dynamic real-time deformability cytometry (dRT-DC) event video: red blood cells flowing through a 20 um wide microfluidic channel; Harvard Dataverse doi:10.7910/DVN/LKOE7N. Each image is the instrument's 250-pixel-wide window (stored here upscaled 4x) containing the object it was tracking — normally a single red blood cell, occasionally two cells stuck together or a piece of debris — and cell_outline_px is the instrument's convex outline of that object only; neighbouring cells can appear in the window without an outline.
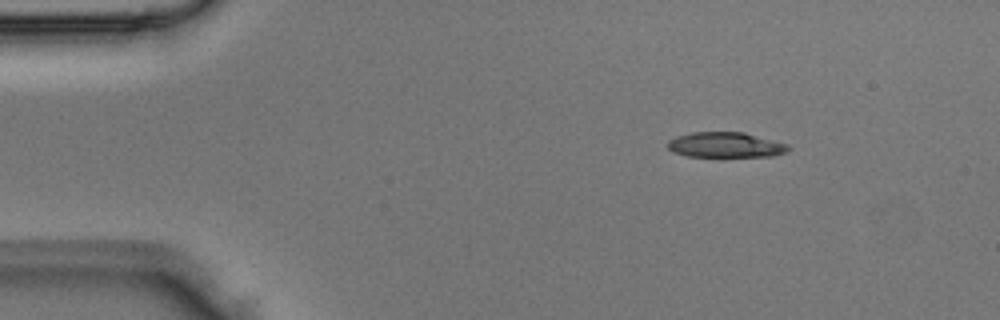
{"species": "Egyptian fruit bat (a non-hibernating species)", "species_latin": "Rousettus aegyptiacus", "temperature_condition": "room temperature", "stored_images_in_passage": 3, "segment_of_instrument_passage": [2, 2], "camera_frame_rate_fps": 3000, "um_per_image_px": 0.085, "animal": {"sex": "male"}, "frame": {"image": 1, "passage_image": 3, "time_ms": 0.667, "image_size_px": [1000, 320], "cell_outline_px": [[792, 148], [784, 152], [772, 156], [688, 156], [672, 152], [668, 148], [668, 140], [676, 136], [692, 132], [744, 132], [788, 144]], "centroid_in_image_um": [61.66, 12.31], "position_along_channel_um": 23.3, "area_um2": 17.69}}